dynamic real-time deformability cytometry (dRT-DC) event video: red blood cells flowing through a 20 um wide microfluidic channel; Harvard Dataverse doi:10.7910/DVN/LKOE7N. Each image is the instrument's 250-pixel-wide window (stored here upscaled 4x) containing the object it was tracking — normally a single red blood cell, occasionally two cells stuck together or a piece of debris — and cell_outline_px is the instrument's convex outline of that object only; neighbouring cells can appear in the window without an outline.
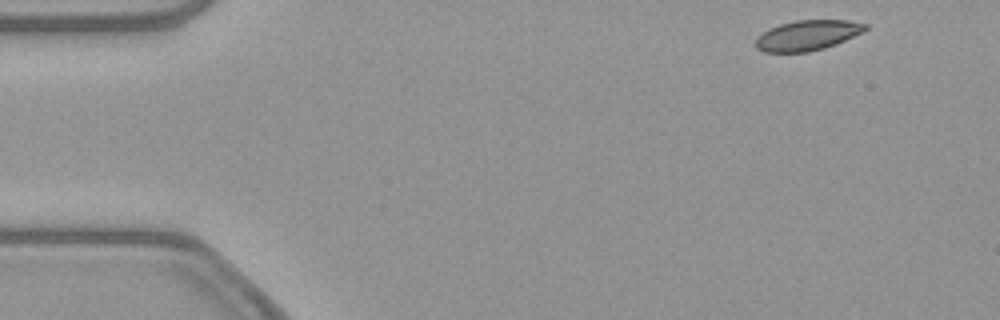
{"species": "common noctule bat (a hibernating species)", "species_latin": "Nyctalus noctula", "temperature_condition": "warm", "stored_images_in_passage": 50, "camera_frame_rate_fps": 3000, "um_per_image_px": 0.085, "animal": {"sex": "female", "body_mass_g": 21.9}, "frame": {"image": 1, "passage_image": 1, "time_ms": 0.0, "image_size_px": [1000, 320], "cell_outline_px": [[868, 28], [864, 32], [836, 44], [824, 48], [808, 52], [764, 52], [756, 48], [756, 36], [768, 28], [780, 24], [796, 20], [848, 20], [868, 24]], "centroid_in_image_um": [68.64, 3.0], "position_along_channel_um": 16.4, "area_um2": 19.48}}
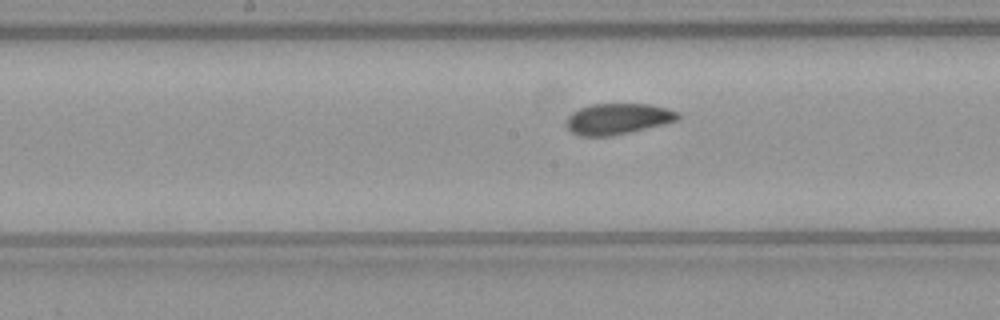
{"frame": {"image": 2, "passage_image": 23, "time_ms": 7.333, "image_size_px": [1000, 320], "cell_outline_px": [[680, 116], [676, 120], [664, 124], [612, 136], [580, 136], [572, 132], [564, 124], [568, 116], [572, 112], [588, 104], [648, 104], [680, 112]], "centroid_in_image_um": [52.47, 10.1], "position_along_channel_um": 195.7, "area_um2": 20.11}}
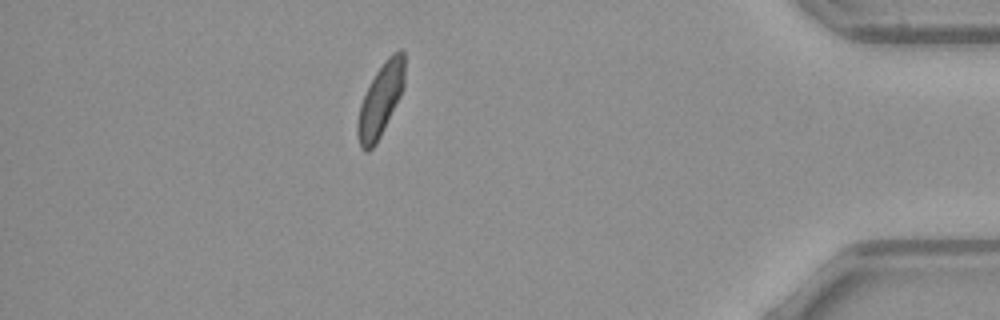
{"frame": {"image": 3, "passage_image": 43, "time_ms": 14.0, "image_size_px": [1000, 320], "cell_outline_px": [[404, 88], [376, 144], [368, 152], [364, 152], [360, 148], [356, 132], [356, 124], [360, 104], [376, 72], [384, 60], [392, 52], [400, 48], [404, 52]], "centroid_in_image_um": [32.33, 8.51], "position_along_channel_um": 402.9, "area_um2": 19.94}, "authors_computed_cell_mechanics": {"area_um2": 20.4034, "velocity_mm_per_s": 3.8327, "shape_relaxation_time_tau1_ms": 4.3904, "shape_relaxation_time_tau2_ms": 2.2826, "deformation_change_tau1": 0.102, "deformation_change_tau2": 0.0598}}